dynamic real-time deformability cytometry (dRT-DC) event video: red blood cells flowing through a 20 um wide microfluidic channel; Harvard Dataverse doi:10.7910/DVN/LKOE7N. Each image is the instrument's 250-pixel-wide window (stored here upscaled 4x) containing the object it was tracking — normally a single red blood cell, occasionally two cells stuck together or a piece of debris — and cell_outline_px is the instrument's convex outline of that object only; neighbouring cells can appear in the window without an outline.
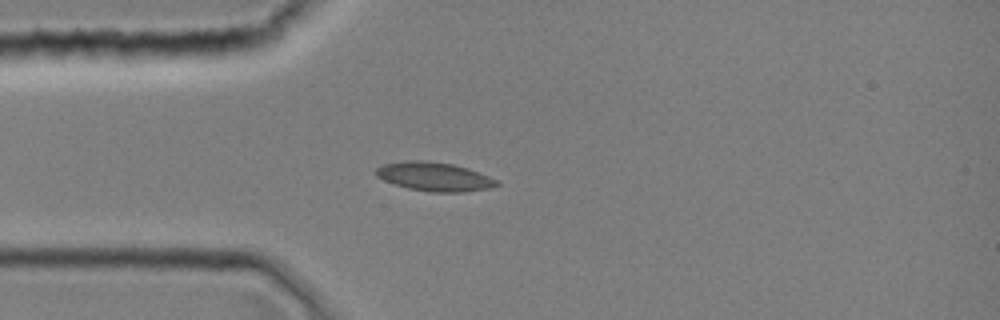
{"species": "common noctule bat (a hibernating species)", "species_latin": "Nyctalus noctula", "temperature_condition": "room temperature", "stored_images_in_passage": 1, "camera_frame_rate_fps": 3000, "um_per_image_px": 0.085, "animal": {"sex": "female", "body_mass_g": 19.0, "forearm_length_mm": 51.5}, "frame": {"image": 1, "passage_image": 1, "time_ms": 0.0, "image_size_px": [1000, 320], "cell_outline_px": [[500, 184], [492, 188], [464, 192], [432, 192], [408, 188], [384, 180], [376, 176], [372, 172], [376, 168], [384, 164], [404, 160], [428, 160], [452, 164], [468, 168], [488, 176], [496, 180]], "centroid_in_image_um": [36.9, 15.0], "position_along_channel_um": 48.1, "area_um2": 20.4}}